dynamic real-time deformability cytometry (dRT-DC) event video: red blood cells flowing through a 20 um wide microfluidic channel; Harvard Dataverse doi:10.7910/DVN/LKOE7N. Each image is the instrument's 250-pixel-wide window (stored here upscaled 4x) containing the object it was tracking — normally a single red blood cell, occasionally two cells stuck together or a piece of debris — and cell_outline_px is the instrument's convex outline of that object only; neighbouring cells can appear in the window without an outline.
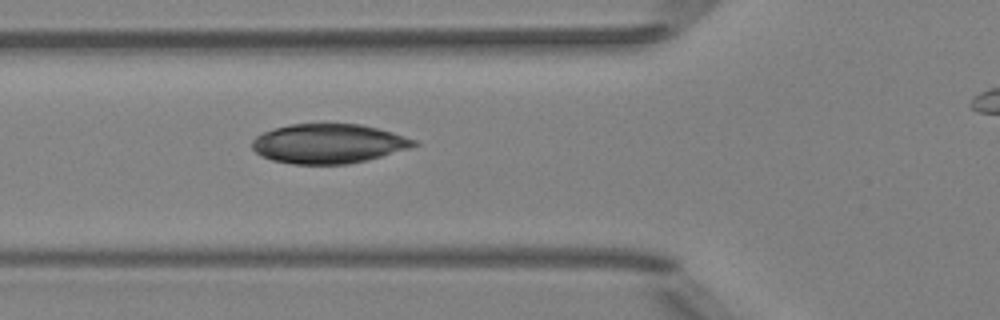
{"species": "Egyptian fruit bat (a non-hibernating species)", "species_latin": "Rousettus aegyptiacus", "temperature_condition": "room temperature", "stored_images_in_passage": 6, "camera_frame_rate_fps": 3000, "um_per_image_px": 0.085, "animal": {"sex": "female"}, "frame": {"image": 1, "passage_image": 5, "time_ms": 5.333, "image_size_px": [1000, 320], "cell_outline_px": [[420, 144], [408, 148], [368, 160], [348, 164], [292, 164], [272, 160], [260, 156], [252, 148], [252, 140], [256, 136], [264, 132], [276, 128], [292, 124], [360, 124], [392, 132], [416, 140]], "centroid_in_image_um": [27.9, 12.22], "position_along_channel_um": 97.9, "area_um2": 37.05}}